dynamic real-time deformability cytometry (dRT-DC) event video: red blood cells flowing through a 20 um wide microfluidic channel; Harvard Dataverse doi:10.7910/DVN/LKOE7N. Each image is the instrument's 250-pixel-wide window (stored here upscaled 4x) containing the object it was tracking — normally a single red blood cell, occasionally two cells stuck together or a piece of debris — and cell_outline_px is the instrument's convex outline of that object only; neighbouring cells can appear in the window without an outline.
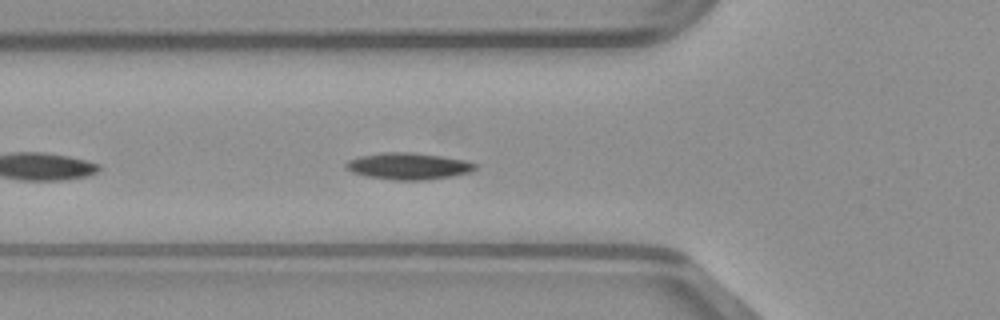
{"species": "common noctule bat (a hibernating species)", "species_latin": "Nyctalus noctula", "temperature_condition": "warm", "stored_images_in_passage": 28, "camera_frame_rate_fps": 3000, "um_per_image_px": 0.085, "animal": {"sex": "male", "body_mass_g": 23.1, "forearm_length_mm": 52.7}, "frame": {"image": 1, "passage_image": 5, "time_ms": 1.333, "image_size_px": [1000, 320], "cell_outline_px": [[476, 168], [472, 172], [452, 176], [424, 180], [392, 180], [368, 176], [352, 172], [344, 168], [344, 164], [348, 160], [360, 156], [384, 152], [412, 152], [440, 156], [464, 160], [476, 164]], "centroid_in_image_um": [34.69, 14.12], "position_along_channel_um": 91.1, "area_um2": 20.06}}
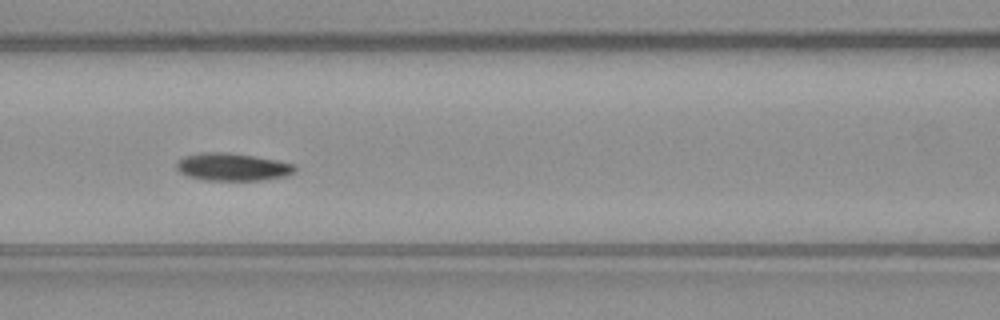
{"frame": {"image": 2, "passage_image": 9, "time_ms": 2.667, "image_size_px": [1000, 320], "cell_outline_px": [[296, 172], [284, 176], [264, 180], [208, 180], [188, 176], [180, 172], [176, 168], [176, 164], [184, 156], [200, 152], [228, 152], [276, 160], [296, 164]], "centroid_in_image_um": [19.78, 14.18], "position_along_channel_um": 146.8, "area_um2": 19.02}}